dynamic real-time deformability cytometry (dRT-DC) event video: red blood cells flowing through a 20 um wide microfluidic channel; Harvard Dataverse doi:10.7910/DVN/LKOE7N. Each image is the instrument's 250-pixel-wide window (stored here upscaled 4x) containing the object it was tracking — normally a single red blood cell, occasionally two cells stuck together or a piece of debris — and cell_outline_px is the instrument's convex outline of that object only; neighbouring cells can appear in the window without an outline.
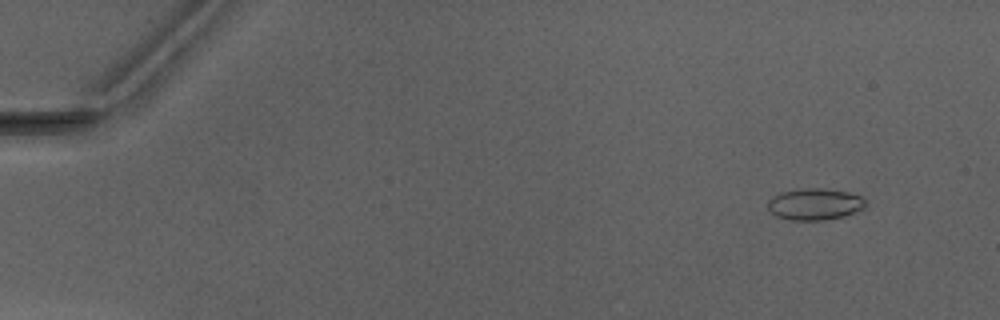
{"species": "Egyptian fruit bat (a non-hibernating species)", "species_latin": "Rousettus aegyptiacus", "temperature_condition": "warm", "stored_images_in_passage": 51, "camera_frame_rate_fps": 3000, "um_per_image_px": 0.085, "animal": {"sex": "male"}, "frame": {"image": 1, "passage_image": 5, "time_ms": 1.333, "image_size_px": [1000, 320], "cell_outline_px": [[864, 208], [844, 216], [824, 220], [792, 220], [776, 216], [768, 212], [768, 200], [772, 196], [780, 192], [800, 188], [820, 188], [848, 192], [860, 196], [864, 200]], "centroid_in_image_um": [69.19, 17.35], "position_along_channel_um": 15.8, "area_um2": 18.03}}
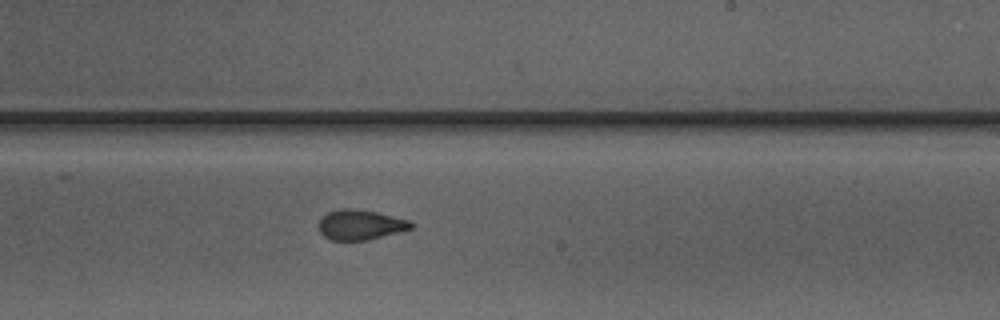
{"frame": {"image": 2, "passage_image": 32, "time_ms": 10.333, "image_size_px": [1000, 320], "cell_outline_px": [[416, 224], [412, 228], [368, 240], [332, 240], [324, 236], [320, 232], [320, 220], [328, 212], [340, 208], [356, 208], [376, 212], [408, 220]], "centroid_in_image_um": [30.64, 19.1], "position_along_channel_um": 258.4, "area_um2": 16.01}}
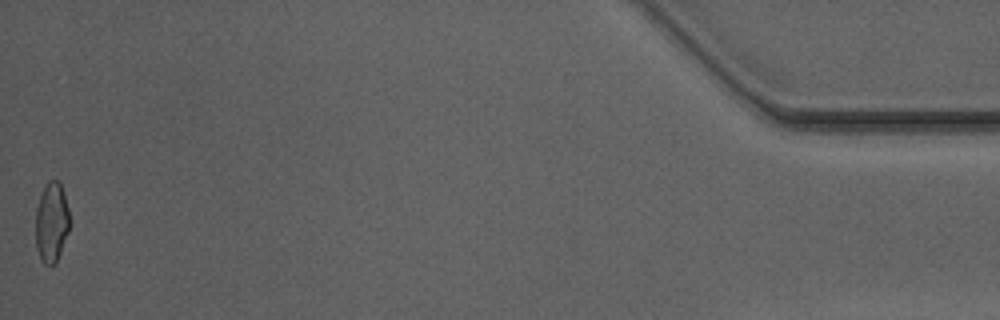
{"frame": {"image": 3, "passage_image": 51, "time_ms": 16.667, "image_size_px": [1000, 320], "cell_outline_px": [[68, 232], [60, 252], [56, 260], [52, 264], [44, 264], [40, 260], [36, 248], [36, 208], [40, 196], [48, 180], [60, 180], [64, 192], [68, 208]], "centroid_in_image_um": [4.37, 18.86], "position_along_channel_um": 430.8, "area_um2": 15.66}, "authors_computed_cell_mechanics": {"area_um2": 16.8198, "velocity_mm_per_s": 4.1576, "shape_relaxation_time_tau1_ms": null, "shape_relaxation_time_tau2_ms": 1.3517, "deformation_change_tau1": null, "deformation_change_tau2": 0.0873}}